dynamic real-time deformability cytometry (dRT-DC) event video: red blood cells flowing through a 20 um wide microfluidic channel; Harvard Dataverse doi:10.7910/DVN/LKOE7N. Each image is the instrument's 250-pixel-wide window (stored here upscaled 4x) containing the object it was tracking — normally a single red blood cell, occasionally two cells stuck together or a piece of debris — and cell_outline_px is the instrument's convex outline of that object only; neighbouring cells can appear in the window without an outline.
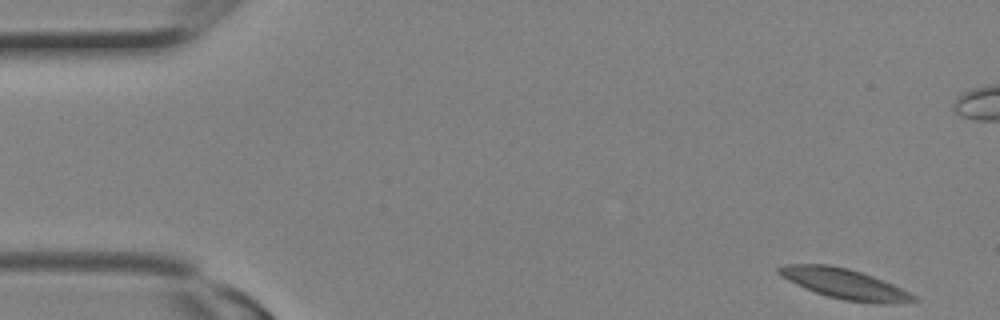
{"species": "Egyptian fruit bat (a non-hibernating species)", "species_latin": "Rousettus aegyptiacus", "temperature_condition": "room temperature", "stored_images_in_passage": 4, "camera_frame_rate_fps": 3000, "um_per_image_px": 0.085, "animal": {"sex": "female"}, "frame": {"image": 1, "passage_image": 1, "time_ms": 0.0, "image_size_px": [1000, 320], "cell_outline_px": [[916, 300], [892, 304], [880, 304], [844, 300], [828, 296], [816, 292], [796, 284], [780, 276], [776, 272], [776, 268], [784, 264], [828, 264], [848, 268], [872, 276], [892, 284], [916, 296]], "centroid_in_image_um": [71.74, 24.11], "position_along_channel_um": 13.3, "area_um2": 23.47}}
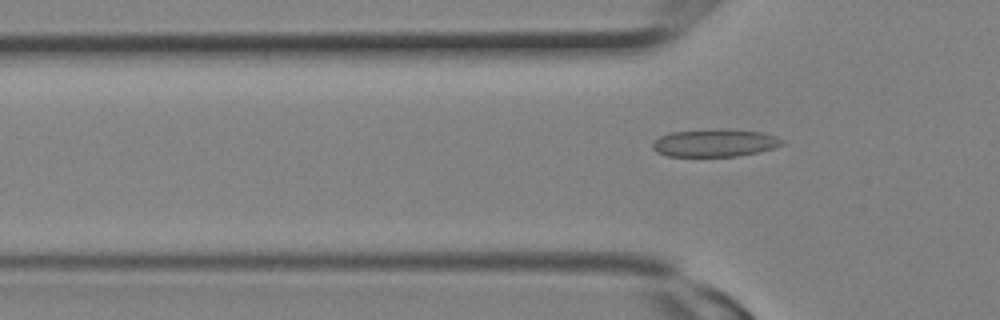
{"frame": {"image": 2, "passage_image": 4, "time_ms": 1.0, "image_size_px": [1000, 320], "cell_outline_px": [[784, 144], [760, 152], [740, 156], [668, 156], [656, 152], [652, 148], [652, 144], [660, 136], [672, 132], [764, 132], [776, 136], [784, 140]], "centroid_in_image_um": [60.77, 12.21], "position_along_channel_um": 65.0, "area_um2": 19.71}}